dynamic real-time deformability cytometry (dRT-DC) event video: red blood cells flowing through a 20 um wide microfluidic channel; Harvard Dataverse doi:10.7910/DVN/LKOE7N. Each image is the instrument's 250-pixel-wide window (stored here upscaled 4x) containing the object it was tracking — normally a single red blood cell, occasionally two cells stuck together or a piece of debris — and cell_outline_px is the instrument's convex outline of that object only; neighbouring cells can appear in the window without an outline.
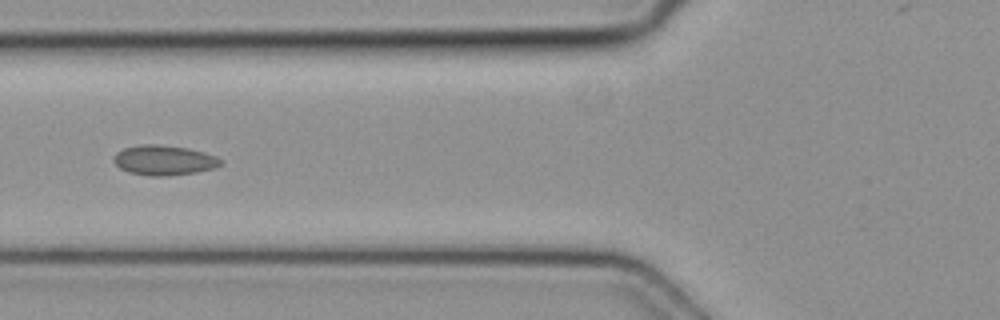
{"species": "common noctule bat (a hibernating species)", "species_latin": "Nyctalus noctula", "temperature_condition": "cold", "stored_images_in_passage": 5, "camera_frame_rate_fps": 3000, "um_per_image_px": 0.085, "animal": {"sex": "female", "body_mass_g": 19.3, "forearm_length_mm": 54.1}, "frame": {"image": 1, "passage_image": 5, "time_ms": 1.333, "image_size_px": [1000, 320], "cell_outline_px": [[224, 164], [216, 168], [196, 172], [168, 176], [148, 176], [128, 172], [120, 168], [112, 160], [116, 152], [124, 148], [144, 144], [156, 144], [188, 148], [204, 152], [216, 156], [224, 160]], "centroid_in_image_um": [13.98, 13.63], "position_along_channel_um": 111.8, "area_um2": 18.9}}